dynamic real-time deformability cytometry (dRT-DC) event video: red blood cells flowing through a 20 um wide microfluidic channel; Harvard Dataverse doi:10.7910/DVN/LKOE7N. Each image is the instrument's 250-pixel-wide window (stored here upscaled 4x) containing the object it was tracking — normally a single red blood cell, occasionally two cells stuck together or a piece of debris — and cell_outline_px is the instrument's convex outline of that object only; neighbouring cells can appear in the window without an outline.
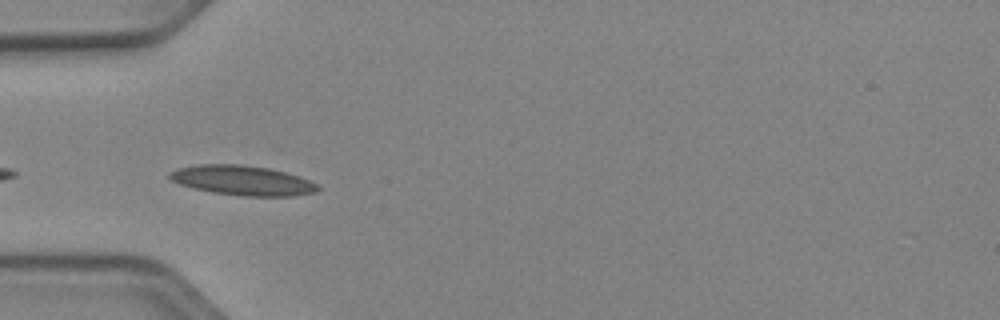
{"species": "Egyptian fruit bat (a non-hibernating species)", "species_latin": "Rousettus aegyptiacus", "temperature_condition": "cold", "stored_images_in_passage": 10, "camera_frame_rate_fps": 3000, "um_per_image_px": 0.085, "animal": {"sex": "female"}, "frame": {"image": 1, "passage_image": 2, "time_ms": 0.333, "image_size_px": [1000, 320], "cell_outline_px": [[320, 188], [316, 192], [292, 196], [244, 196], [212, 192], [192, 188], [180, 184], [172, 180], [168, 176], [168, 172], [176, 168], [196, 164], [240, 164], [268, 168], [300, 176], [320, 184]], "centroid_in_image_um": [20.61, 15.33], "position_along_channel_um": 64.4, "area_um2": 25.89}}
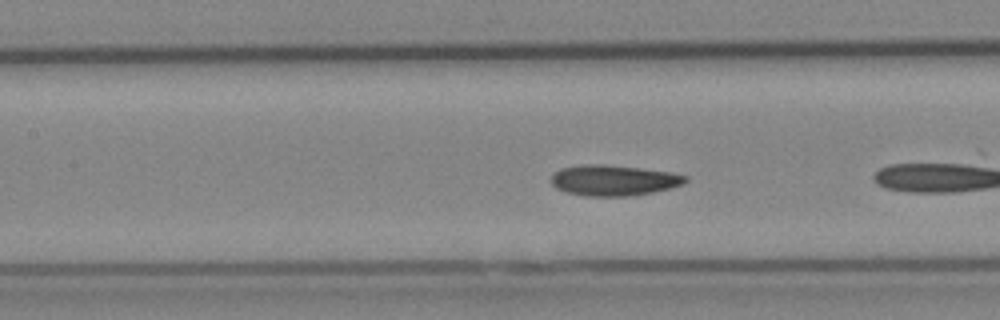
{"frame": {"image": 2, "passage_image": 7, "time_ms": 2.0, "image_size_px": [1000, 320], "cell_outline_px": [[688, 180], [684, 184], [652, 192], [628, 196], [588, 196], [568, 192], [556, 188], [552, 184], [552, 172], [560, 168], [580, 164], [604, 164], [640, 168], [672, 172], [688, 176]], "centroid_in_image_um": [52.15, 15.31], "position_along_channel_um": 155.2, "area_um2": 24.04}}